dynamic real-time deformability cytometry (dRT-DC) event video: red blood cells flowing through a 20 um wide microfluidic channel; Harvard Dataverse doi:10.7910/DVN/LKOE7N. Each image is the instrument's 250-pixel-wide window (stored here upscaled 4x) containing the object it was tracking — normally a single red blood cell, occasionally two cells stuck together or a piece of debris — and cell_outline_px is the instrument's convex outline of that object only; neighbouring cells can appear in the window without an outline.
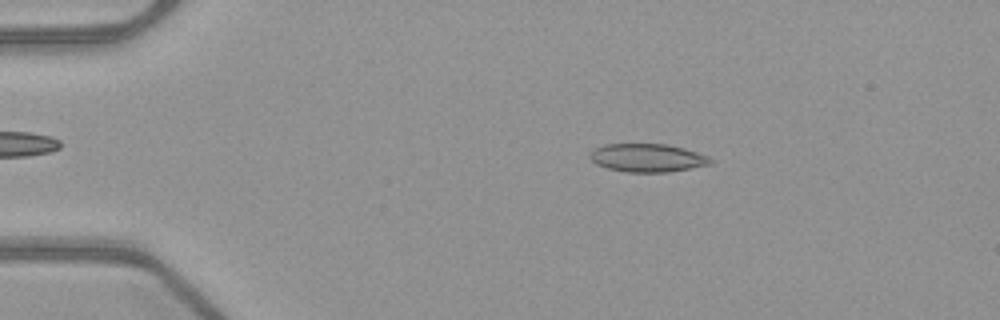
{"species": "common noctule bat (a hibernating species)", "species_latin": "Nyctalus noctula", "temperature_condition": "warm", "stored_images_in_passage": 51, "camera_frame_rate_fps": 3000, "um_per_image_px": 0.085, "animal": {"sex": "female", "body_mass_g": 21.9}, "frame": {"image": 1, "passage_image": 9, "time_ms": 2.667, "image_size_px": [1000, 320], "cell_outline_px": [[716, 160], [708, 164], [668, 172], [628, 172], [608, 168], [596, 164], [588, 156], [596, 148], [604, 144], [668, 144], [684, 148], [708, 156]], "centroid_in_image_um": [55.03, 13.41], "position_along_channel_um": 30.0, "area_um2": 19.65}}
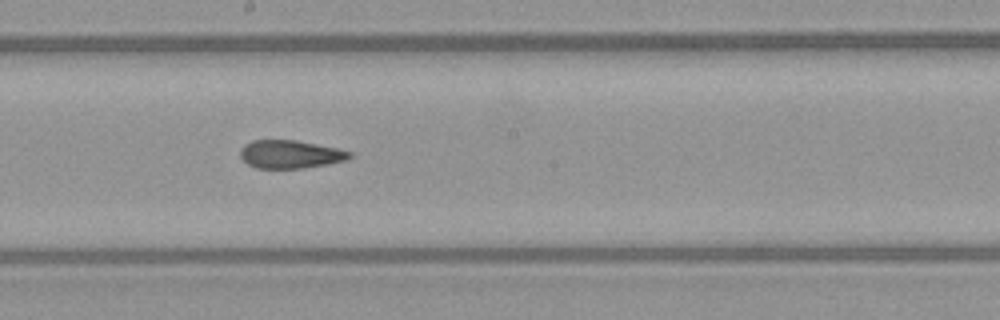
{"frame": {"image": 2, "passage_image": 28, "time_ms": 9.0, "image_size_px": [1000, 320], "cell_outline_px": [[352, 156], [344, 160], [328, 164], [304, 168], [256, 168], [248, 164], [240, 156], [240, 148], [244, 144], [252, 140], [296, 140], [336, 148], [352, 152]], "centroid_in_image_um": [24.64, 13.11], "position_along_channel_um": 223.6, "area_um2": 17.86}}
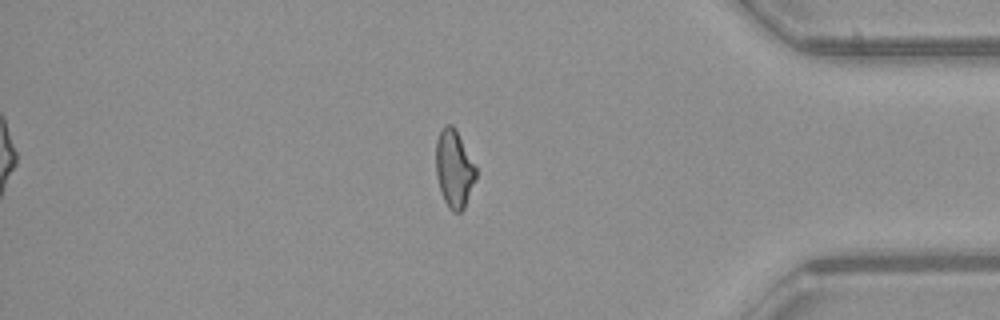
{"frame": {"image": 3, "passage_image": 43, "time_ms": 14.0, "image_size_px": [1000, 320], "cell_outline_px": [[476, 176], [464, 208], [460, 212], [452, 212], [448, 208], [444, 200], [436, 176], [436, 140], [444, 124], [452, 124], [456, 128], [476, 164]], "centroid_in_image_um": [38.6, 14.3], "position_along_channel_um": 396.6, "area_um2": 18.26}, "authors_computed_cell_mechanics": {"area_um2": 19.1318, "velocity_mm_per_s": 4.033, "shape_relaxation_time_tau1_ms": null, "shape_relaxation_time_tau2_ms": 2.1058, "deformation_change_tau1": null, "deformation_change_tau2": 0.1105}}